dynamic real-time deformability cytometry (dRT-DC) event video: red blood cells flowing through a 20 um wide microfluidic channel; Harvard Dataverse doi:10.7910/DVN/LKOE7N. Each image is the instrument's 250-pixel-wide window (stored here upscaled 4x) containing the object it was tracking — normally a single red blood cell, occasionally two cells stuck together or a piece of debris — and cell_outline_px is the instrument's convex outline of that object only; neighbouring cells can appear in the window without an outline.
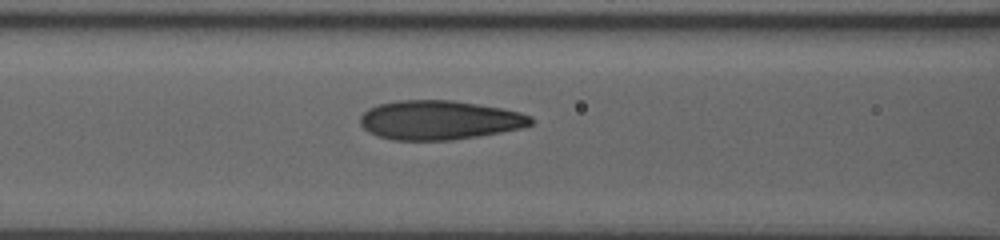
{"species": "human", "species_latin": "Homo sapiens", "temperature_condition": "room temperature", "stored_images_in_passage": 35, "camera_frame_rate_fps": 3000, "um_per_image_px": 0.085, "donor": {"sex": "male"}, "frame": {"image": 1, "passage_image": 13, "time_ms": 4.0, "image_size_px": [1000, 240], "cell_outline_px": [[532, 124], [520, 128], [500, 132], [452, 140], [392, 140], [368, 132], [360, 124], [360, 116], [368, 108], [380, 104], [400, 100], [452, 100], [480, 104], [520, 112], [532, 116]], "centroid_in_image_um": [37.33, 10.2], "position_along_channel_um": 129.3, "area_um2": 38.84}}
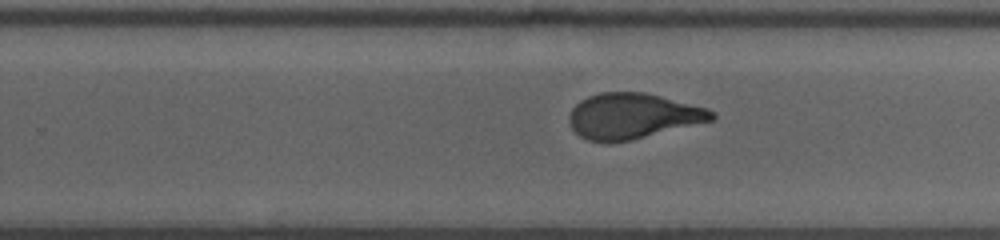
{"frame": {"image": 2, "passage_image": 25, "time_ms": 8.0, "image_size_px": [1000, 240], "cell_outline_px": [[716, 116], [712, 120], [632, 140], [608, 144], [588, 140], [580, 136], [572, 128], [568, 120], [568, 116], [572, 108], [580, 100], [588, 96], [600, 92], [644, 92], [708, 108], [716, 112]], "centroid_in_image_um": [53.75, 9.87], "position_along_channel_um": 276.1, "area_um2": 37.97}}
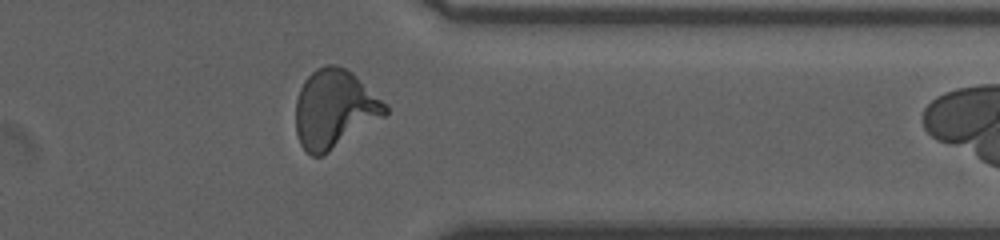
{"frame": {"image": 3, "passage_image": 34, "time_ms": 11.0, "image_size_px": [1000, 240], "cell_outline_px": [[388, 112], [384, 116], [324, 156], [312, 156], [300, 144], [296, 132], [296, 100], [300, 88], [304, 80], [316, 68], [328, 64], [336, 64], [352, 72], [388, 104]], "centroid_in_image_um": [28.43, 9.26], "position_along_channel_um": 383.0, "area_um2": 41.04}}